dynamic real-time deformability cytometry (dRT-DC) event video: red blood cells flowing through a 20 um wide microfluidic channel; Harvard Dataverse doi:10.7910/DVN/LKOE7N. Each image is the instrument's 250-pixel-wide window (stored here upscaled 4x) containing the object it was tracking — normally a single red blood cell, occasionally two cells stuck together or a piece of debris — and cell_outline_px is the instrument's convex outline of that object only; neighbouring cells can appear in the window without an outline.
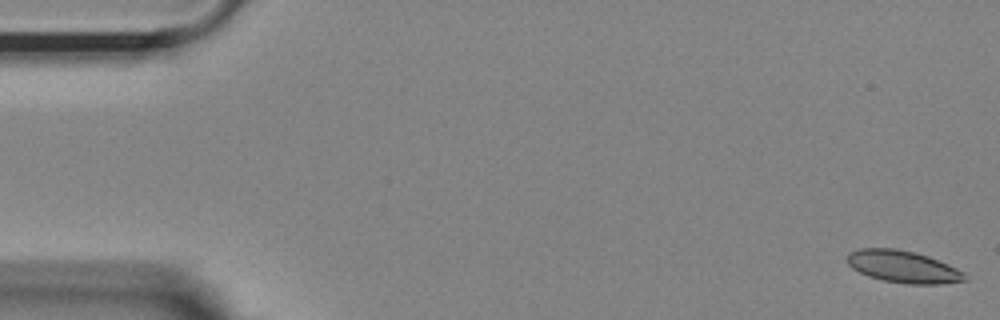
{"species": "Egyptian fruit bat (a non-hibernating species)", "species_latin": "Rousettus aegyptiacus", "temperature_condition": "room temperature", "stored_images_in_passage": 54, "camera_frame_rate_fps": 3000, "um_per_image_px": 0.085, "animal": {"sex": "female"}, "frame": {"image": 1, "passage_image": 1, "time_ms": 0.0, "image_size_px": [1000, 320], "cell_outline_px": [[968, 280], [940, 284], [908, 284], [884, 280], [868, 276], [852, 268], [848, 264], [848, 252], [860, 248], [896, 248], [916, 252], [928, 256], [948, 264], [964, 272]], "centroid_in_image_um": [76.77, 22.66], "position_along_channel_um": 8.2, "area_um2": 22.02}}
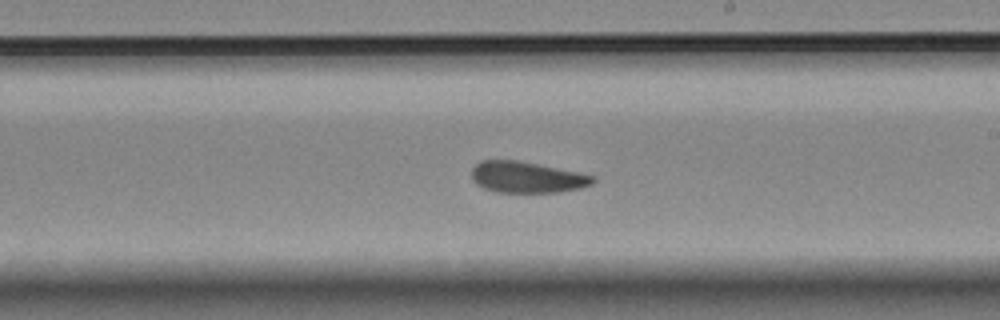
{"frame": {"image": 2, "passage_image": 31, "time_ms": 10.0, "image_size_px": [1000, 320], "cell_outline_px": [[596, 180], [592, 184], [580, 188], [560, 192], [496, 192], [484, 188], [476, 184], [472, 180], [472, 168], [480, 160], [516, 160], [596, 176]], "centroid_in_image_um": [44.76, 15.07], "position_along_channel_um": 244.2, "area_um2": 21.91}}
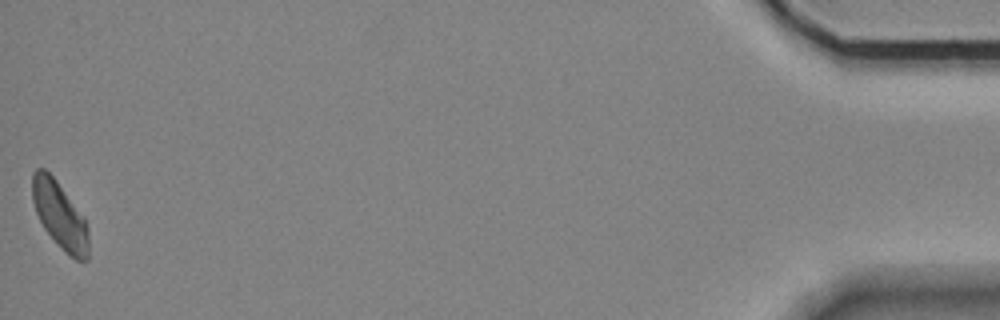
{"frame": {"image": 3, "passage_image": 54, "time_ms": 17.667, "image_size_px": [1000, 320], "cell_outline_px": [[88, 260], [76, 260], [68, 256], [64, 252], [44, 228], [36, 212], [32, 200], [32, 172], [36, 168], [44, 168], [56, 180], [84, 216], [88, 228]], "centroid_in_image_um": [5.08, 18.3], "position_along_channel_um": 430.1, "area_um2": 21.96}, "authors_computed_cell_mechanics": {"area_um2": 22.4842, "velocity_mm_per_s": 3.6599, "shape_relaxation_time_tau1_ms": null, "shape_relaxation_time_tau2_ms": 7.6508, "deformation_change_tau1": null, "deformation_change_tau2": 0.1516}}